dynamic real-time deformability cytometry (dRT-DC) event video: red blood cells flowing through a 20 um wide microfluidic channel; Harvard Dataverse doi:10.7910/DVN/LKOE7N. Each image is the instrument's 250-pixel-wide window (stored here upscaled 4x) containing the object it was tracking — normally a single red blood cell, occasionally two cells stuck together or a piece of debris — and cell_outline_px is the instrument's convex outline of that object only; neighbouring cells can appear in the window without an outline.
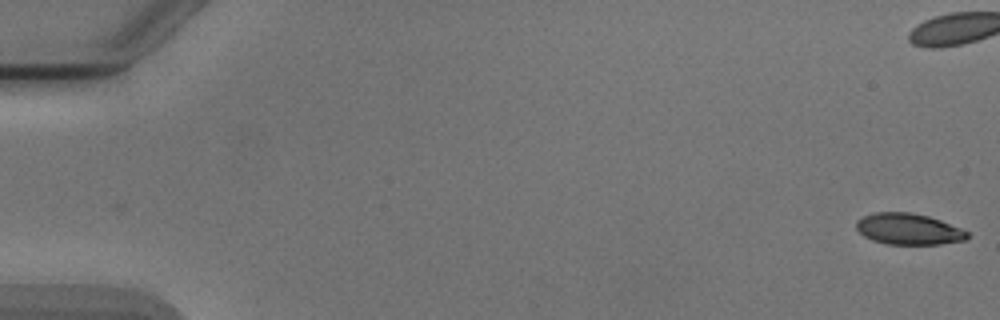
{"species": "Egyptian fruit bat (a non-hibernating species)", "species_latin": "Rousettus aegyptiacus", "temperature_condition": "cold", "stored_images_in_passage": 5, "camera_frame_rate_fps": 3000, "um_per_image_px": 0.085, "animal": {"sex": "male"}, "frame": {"image": 1, "passage_image": 1, "time_ms": 0.0, "image_size_px": [1000, 320], "cell_outline_px": [[968, 236], [964, 240], [940, 244], [888, 244], [872, 240], [864, 236], [856, 228], [856, 220], [864, 216], [876, 212], [908, 212], [928, 216], [940, 220], [960, 228], [968, 232]], "centroid_in_image_um": [77.2, 19.47], "position_along_channel_um": 7.8, "area_um2": 20.0}}